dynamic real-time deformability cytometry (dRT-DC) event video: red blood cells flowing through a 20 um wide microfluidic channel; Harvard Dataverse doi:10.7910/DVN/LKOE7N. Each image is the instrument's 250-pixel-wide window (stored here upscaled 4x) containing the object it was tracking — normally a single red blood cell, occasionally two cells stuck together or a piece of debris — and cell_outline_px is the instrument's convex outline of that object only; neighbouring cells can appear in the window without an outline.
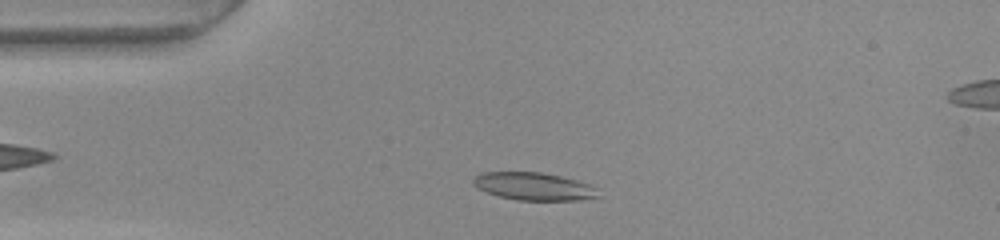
{"species": "common noctule bat (a hibernating species)", "species_latin": "Nyctalus noctula", "temperature_condition": "warm", "stored_images_in_passage": 41, "camera_frame_rate_fps": 3000, "um_per_image_px": 0.085, "animal": {"sex": "female", "body_mass_g": 22.0, "forearm_length_mm": 56.7}, "frame": {"image": 1, "passage_image": 6, "time_ms": 1.667, "image_size_px": [1000, 240], "cell_outline_px": [[600, 196], [580, 200], [516, 200], [500, 196], [476, 188], [472, 184], [472, 180], [480, 172], [540, 172], [560, 176], [576, 180], [588, 184], [596, 188]], "centroid_in_image_um": [45.35, 15.84], "position_along_channel_um": 39.7, "area_um2": 20.11}}
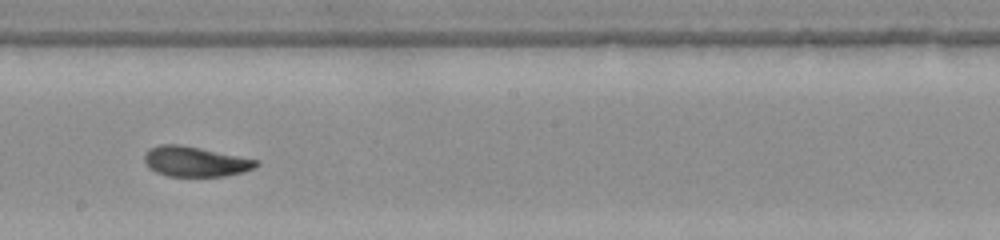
{"frame": {"image": 2, "passage_image": 23, "time_ms": 7.333, "image_size_px": [1000, 240], "cell_outline_px": [[260, 164], [256, 168], [224, 176], [164, 176], [148, 168], [144, 160], [144, 156], [152, 148], [160, 144], [180, 144], [260, 160]], "centroid_in_image_um": [16.61, 13.74], "position_along_channel_um": 231.6, "area_um2": 19.59}}
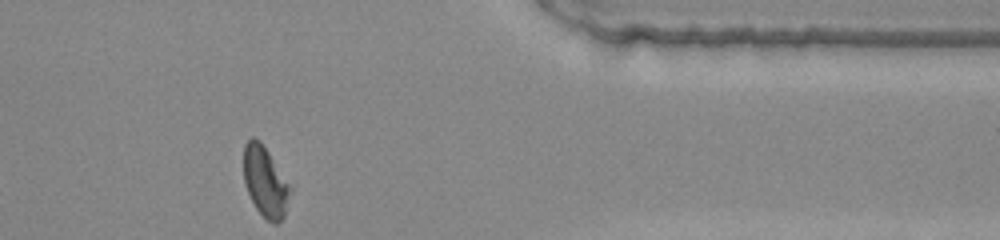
{"frame": {"image": 3, "passage_image": 37, "time_ms": 12.0, "image_size_px": [1000, 240], "cell_outline_px": [[292, 188], [284, 216], [276, 224], [272, 224], [256, 208], [244, 184], [244, 144], [252, 136], [260, 140]], "centroid_in_image_um": [22.54, 15.44], "position_along_channel_um": 388.9, "area_um2": 18.84}, "authors_computed_cell_mechanics": {"area_um2": 20.0566, "velocity_mm_per_s": 3.8539, "shape_relaxation_time_tau1_ms": null, "shape_relaxation_time_tau2_ms": 2.4688, "deformation_change_tau1": null, "deformation_change_tau2": 0.0801}}